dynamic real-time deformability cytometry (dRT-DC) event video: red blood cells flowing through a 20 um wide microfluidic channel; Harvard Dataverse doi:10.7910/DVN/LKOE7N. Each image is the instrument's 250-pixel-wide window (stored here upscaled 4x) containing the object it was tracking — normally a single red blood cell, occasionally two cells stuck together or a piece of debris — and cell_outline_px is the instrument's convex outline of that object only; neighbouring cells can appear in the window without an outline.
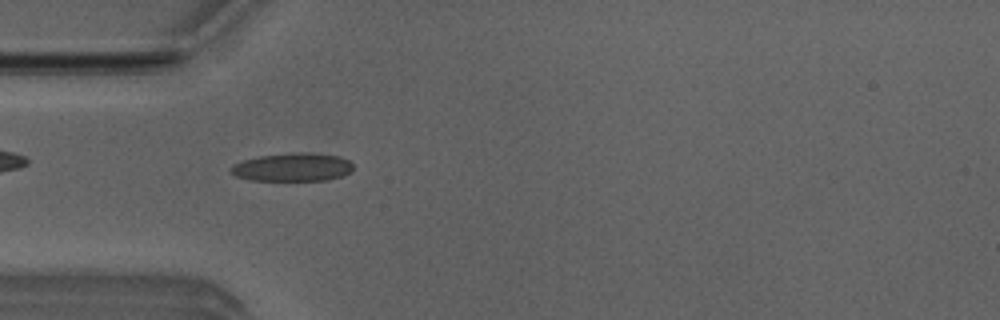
{"species": "Egyptian fruit bat (a non-hibernating species)", "species_latin": "Rousettus aegyptiacus", "temperature_condition": "room temperature", "stored_images_in_passage": 50, "camera_frame_rate_fps": 3000, "um_per_image_px": 0.085, "animal": {"sex": "male"}, "frame": {"image": 1, "passage_image": 14, "time_ms": 4.333, "image_size_px": [1000, 320], "cell_outline_px": [[352, 172], [344, 176], [324, 180], [252, 180], [236, 176], [228, 172], [228, 168], [244, 160], [260, 156], [296, 152], [312, 152], [340, 156], [348, 160], [352, 164]], "centroid_in_image_um": [24.89, 14.2], "position_along_channel_um": 60.1, "area_um2": 20.23}}
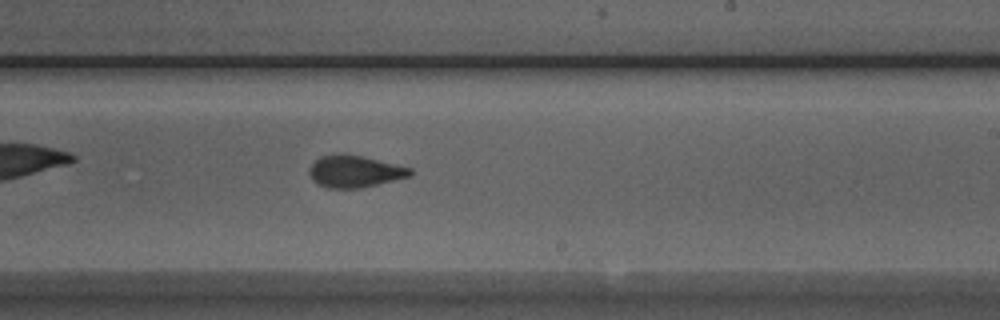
{"frame": {"image": 2, "passage_image": 29, "time_ms": 9.333, "image_size_px": [1000, 320], "cell_outline_px": [[412, 176], [360, 188], [328, 188], [316, 184], [312, 180], [308, 172], [308, 168], [320, 156], [336, 152], [344, 152], [364, 156], [412, 168]], "centroid_in_image_um": [30.12, 14.54], "position_along_channel_um": 258.9, "area_um2": 19.25}}
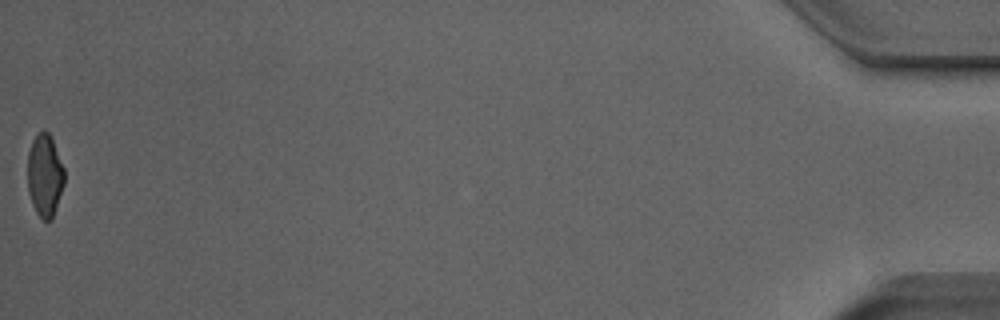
{"frame": {"image": 3, "passage_image": 50, "time_ms": 16.333, "image_size_px": [1000, 320], "cell_outline_px": [[64, 184], [52, 220], [44, 220], [36, 212], [32, 204], [28, 192], [28, 152], [32, 140], [44, 128], [48, 132], [52, 140], [64, 168]], "centroid_in_image_um": [3.8, 14.91], "position_along_channel_um": 431.4, "area_um2": 17.57}, "authors_computed_cell_mechanics": {"area_um2": 19.0451, "velocity_mm_per_s": 4.0013, "shape_relaxation_time_tau1_ms": 3.8327, "shape_relaxation_time_tau2_ms": 1.2344, "deformation_change_tau1": 0.1497, "deformation_change_tau2": 0.0697}}